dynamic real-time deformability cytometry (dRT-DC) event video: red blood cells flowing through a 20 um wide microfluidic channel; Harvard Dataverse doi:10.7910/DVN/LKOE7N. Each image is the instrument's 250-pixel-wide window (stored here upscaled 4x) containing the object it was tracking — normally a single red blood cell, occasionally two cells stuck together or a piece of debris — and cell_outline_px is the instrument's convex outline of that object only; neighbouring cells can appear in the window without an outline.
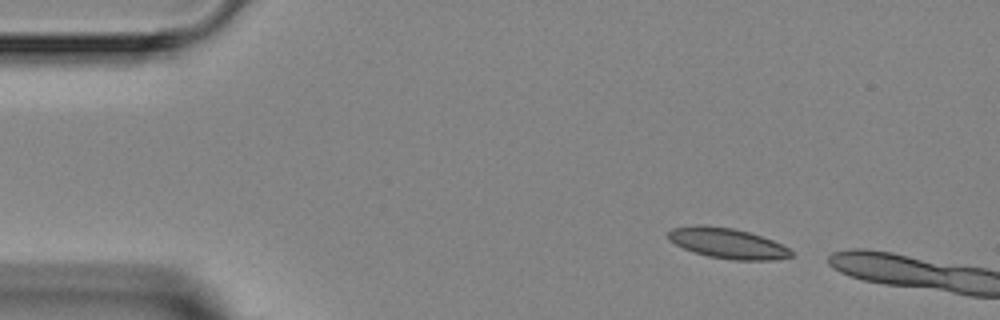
{"species": "Egyptian fruit bat (a non-hibernating species)", "species_latin": "Rousettus aegyptiacus", "temperature_condition": "room temperature", "stored_images_in_passage": 2, "camera_frame_rate_fps": 3000, "um_per_image_px": 0.085, "animal": {"sex": "female"}, "frame": {"image": 1, "passage_image": 1, "time_ms": 0.0, "image_size_px": [1000, 320], "cell_outline_px": [[792, 256], [772, 260], [732, 260], [708, 256], [684, 248], [668, 240], [668, 232], [672, 228], [696, 224], [700, 224], [732, 228], [748, 232], [772, 240], [788, 248], [792, 252]], "centroid_in_image_um": [61.8, 20.67], "position_along_channel_um": 23.2, "area_um2": 21.56}}